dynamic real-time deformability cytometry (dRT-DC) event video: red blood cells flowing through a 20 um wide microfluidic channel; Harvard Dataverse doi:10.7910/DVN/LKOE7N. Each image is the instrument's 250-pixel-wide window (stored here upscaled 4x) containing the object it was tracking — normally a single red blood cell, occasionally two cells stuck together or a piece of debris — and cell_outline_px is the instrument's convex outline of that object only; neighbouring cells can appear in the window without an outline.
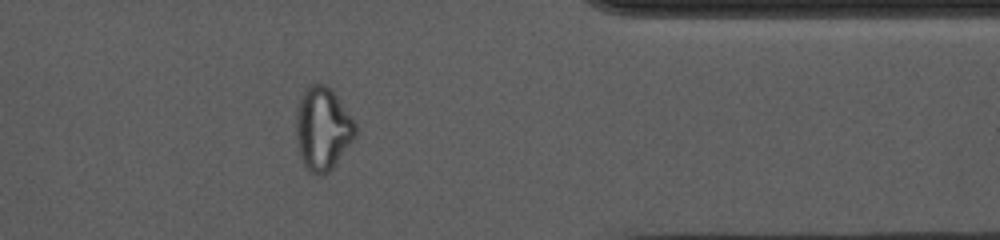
{"species": "common noctule bat (a hibernating species)", "species_latin": "Nyctalus noctula", "temperature_condition": "cold", "stored_images_in_passage": 46, "camera_frame_rate_fps": 3000, "um_per_image_px": 0.085, "animal": {"sex": "female", "body_mass_g": 10.0, "forearm_length_mm": 53.1}, "frame": {"image": 1, "passage_image": 40, "time_ms": 13.0, "image_size_px": [1000, 240], "cell_outline_px": [[356, 136], [336, 164], [328, 172], [320, 176], [316, 176], [304, 164], [300, 156], [296, 136], [296, 108], [300, 96], [308, 84], [324, 84], [332, 88], [356, 124]], "centroid_in_image_um": [27.42, 10.91], "position_along_channel_um": 384.0, "area_um2": 28.9}, "authors_computed_cell_mechanics": {"area_um2": 25.8944, "velocity_mm_per_s": 3.7142, "shape_relaxation_time_tau1_ms": null, "shape_relaxation_time_tau2_ms": 1.4914, "deformation_change_tau1": null, "deformation_change_tau2": 0.0889}}